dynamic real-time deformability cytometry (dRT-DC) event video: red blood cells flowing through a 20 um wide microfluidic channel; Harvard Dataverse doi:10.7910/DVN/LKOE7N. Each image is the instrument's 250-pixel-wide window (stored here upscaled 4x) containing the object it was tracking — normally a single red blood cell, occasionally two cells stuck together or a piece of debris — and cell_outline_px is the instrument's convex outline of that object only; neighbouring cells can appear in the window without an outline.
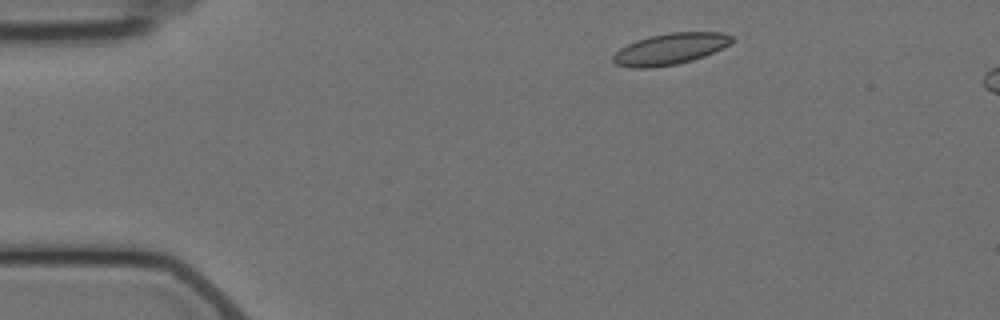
{"species": "Egyptian fruit bat (a non-hibernating species)", "species_latin": "Rousettus aegyptiacus", "temperature_condition": "cold", "stored_images_in_passage": 4, "segment_of_instrument_passage": [1, 2], "camera_frame_rate_fps": 3000, "um_per_image_px": 0.085, "animal": {"sex": "female"}, "frame": {"image": 1, "passage_image": 1, "time_ms": 0.0, "image_size_px": [1000, 320], "cell_outline_px": [[732, 44], [704, 56], [692, 60], [676, 64], [652, 68], [628, 68], [616, 64], [612, 60], [612, 56], [620, 48], [636, 40], [648, 36], [668, 32], [724, 32], [732, 36]], "centroid_in_image_um": [56.95, 4.15], "position_along_channel_um": 28.0, "area_um2": 21.85}}